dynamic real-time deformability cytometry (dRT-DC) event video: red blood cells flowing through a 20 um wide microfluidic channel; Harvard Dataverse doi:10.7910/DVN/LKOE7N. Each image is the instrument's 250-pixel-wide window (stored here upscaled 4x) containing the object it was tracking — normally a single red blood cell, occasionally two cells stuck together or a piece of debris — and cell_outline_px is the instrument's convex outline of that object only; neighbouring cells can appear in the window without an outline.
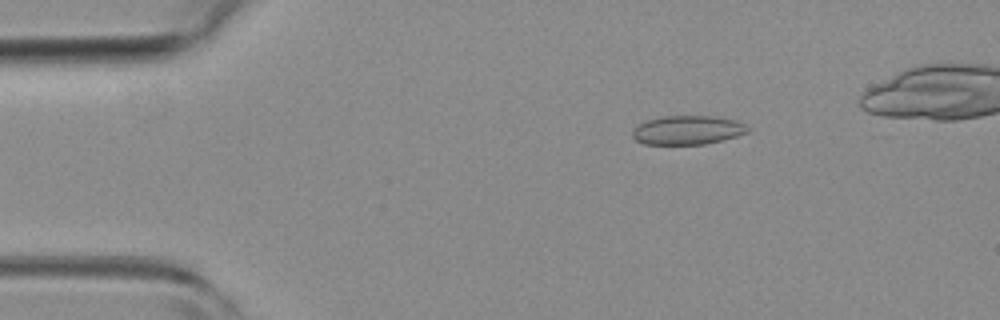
{"species": "common noctule bat (a hibernating species)", "species_latin": "Nyctalus noctula", "temperature_condition": "room temperature", "stored_images_in_passage": 5, "camera_frame_rate_fps": 3000, "um_per_image_px": 0.085, "animal": {"sex": "female", "body_mass_g": 19.3, "forearm_length_mm": 54.1}, "frame": {"image": 1, "passage_image": 2, "time_ms": 0.333, "image_size_px": [1000, 320], "cell_outline_px": [[748, 132], [724, 140], [704, 144], [644, 144], [636, 140], [632, 136], [632, 132], [640, 124], [648, 120], [664, 116], [716, 116], [736, 120], [744, 124], [748, 128]], "centroid_in_image_um": [58.47, 11.06], "position_along_channel_um": 26.5, "area_um2": 19.31}}
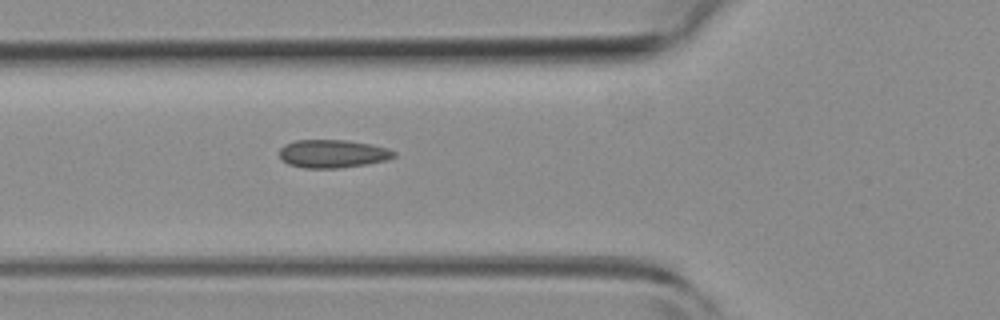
{"frame": {"image": 2, "passage_image": 5, "time_ms": 1.333, "image_size_px": [1000, 320], "cell_outline_px": [[396, 156], [388, 160], [368, 164], [340, 168], [304, 168], [288, 164], [280, 160], [280, 148], [284, 144], [296, 140], [348, 140], [372, 144], [388, 148], [396, 152]], "centroid_in_image_um": [28.29, 13.07], "position_along_channel_um": 97.5, "area_um2": 19.07}}